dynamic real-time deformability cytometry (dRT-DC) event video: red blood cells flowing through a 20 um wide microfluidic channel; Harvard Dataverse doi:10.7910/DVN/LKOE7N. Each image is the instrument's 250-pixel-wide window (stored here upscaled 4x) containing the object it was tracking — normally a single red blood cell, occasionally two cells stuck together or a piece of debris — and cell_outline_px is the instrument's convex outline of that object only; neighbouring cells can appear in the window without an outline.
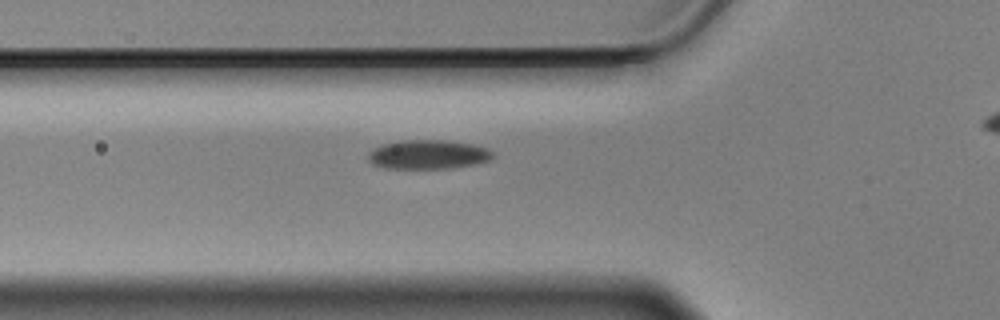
{"species": "Egyptian fruit bat (a non-hibernating species)", "species_latin": "Rousettus aegyptiacus", "temperature_condition": "cold", "stored_images_in_passage": 33, "camera_frame_rate_fps": 3000, "um_per_image_px": 0.085, "animal": {"sex": "male"}, "frame": {"image": 1, "passage_image": 2, "time_ms": 0.333, "image_size_px": [1000, 320], "cell_outline_px": [[492, 156], [488, 160], [472, 164], [452, 168], [384, 168], [372, 164], [368, 160], [368, 152], [384, 144], [404, 140], [444, 140], [472, 144], [488, 148], [492, 152]], "centroid_in_image_um": [36.36, 13.13], "position_along_channel_um": 89.4, "area_um2": 20.87}}
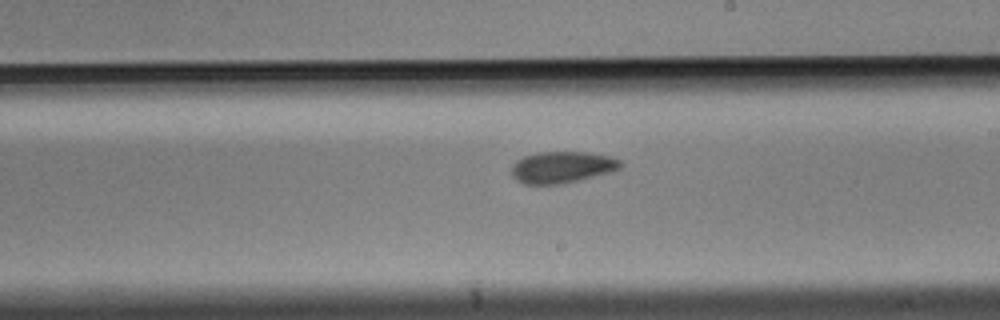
{"frame": {"image": 2, "passage_image": 15, "time_ms": 4.667, "image_size_px": [1000, 320], "cell_outline_px": [[624, 164], [620, 168], [612, 172], [564, 184], [524, 184], [516, 180], [512, 176], [512, 164], [516, 160], [524, 156], [536, 152], [588, 152], [608, 156], [620, 160]], "centroid_in_image_um": [47.78, 14.22], "position_along_channel_um": 241.2, "area_um2": 20.29}}
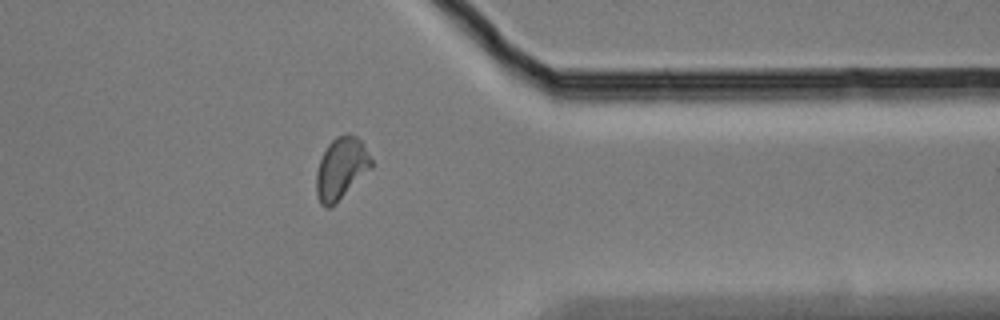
{"frame": {"image": 3, "passage_image": 28, "time_ms": 9.0, "image_size_px": [1000, 320], "cell_outline_px": [[372, 168], [328, 208], [324, 208], [320, 204], [316, 192], [316, 172], [320, 160], [328, 144], [336, 136], [348, 132], [356, 136], [364, 144], [372, 160]], "centroid_in_image_um": [28.99, 14.26], "position_along_channel_um": 382.4, "area_um2": 19.54}}